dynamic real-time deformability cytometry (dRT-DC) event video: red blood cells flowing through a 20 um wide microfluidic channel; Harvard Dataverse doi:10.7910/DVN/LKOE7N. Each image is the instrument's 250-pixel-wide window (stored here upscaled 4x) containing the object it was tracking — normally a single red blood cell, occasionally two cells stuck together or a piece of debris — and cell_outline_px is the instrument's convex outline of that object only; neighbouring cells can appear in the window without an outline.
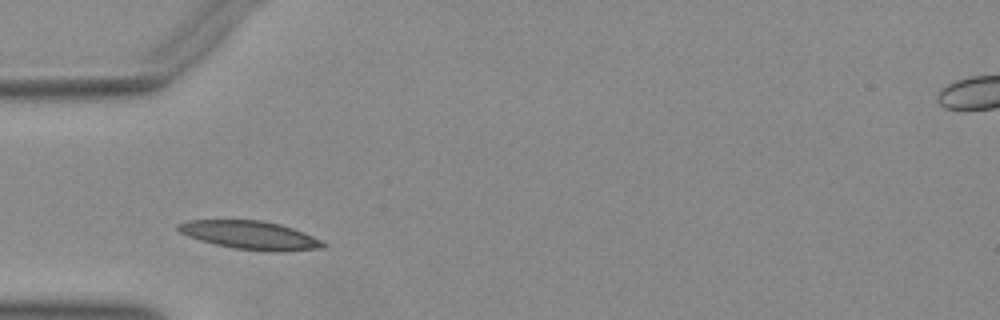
{"species": "Egyptian fruit bat (a non-hibernating species)", "species_latin": "Rousettus aegyptiacus", "temperature_condition": "warm", "stored_images_in_passage": 27, "camera_frame_rate_fps": 3000, "um_per_image_px": 0.085, "animal": {"sex": "female"}, "frame": {"image": 1, "passage_image": 1, "time_ms": 0.0, "image_size_px": [1000, 320], "cell_outline_px": [[328, 244], [324, 248], [284, 252], [268, 252], [232, 248], [200, 240], [188, 236], [180, 232], [176, 228], [176, 224], [188, 220], [260, 220], [280, 224], [304, 232], [324, 240]], "centroid_in_image_um": [21.33, 20.0], "position_along_channel_um": 63.7, "area_um2": 24.33}}
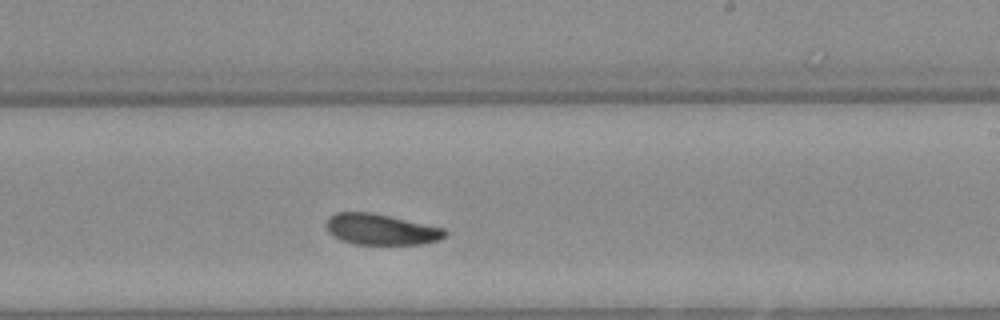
{"frame": {"image": 2, "passage_image": 16, "time_ms": 5.0, "image_size_px": [1000, 320], "cell_outline_px": [[448, 236], [440, 240], [420, 244], [352, 244], [340, 240], [332, 236], [328, 232], [324, 224], [336, 212], [368, 212], [388, 216], [444, 228], [448, 232]], "centroid_in_image_um": [32.38, 19.51], "position_along_channel_um": 256.6, "area_um2": 21.39}}
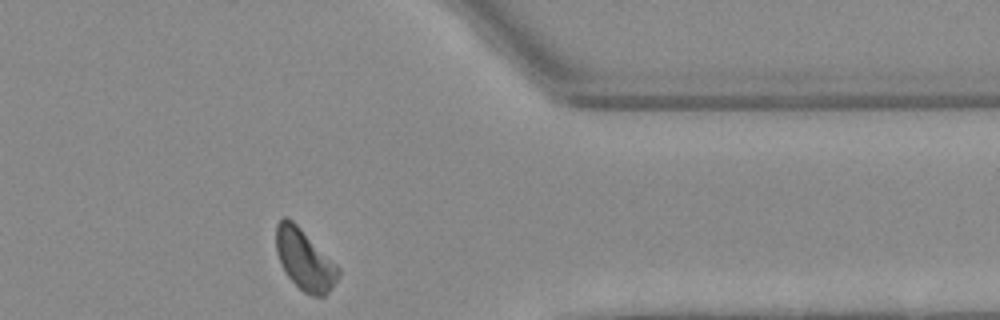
{"frame": {"image": 3, "passage_image": 27, "time_ms": 8.667, "image_size_px": [1000, 320], "cell_outline_px": [[340, 276], [332, 288], [324, 296], [312, 296], [304, 292], [288, 276], [280, 264], [276, 252], [276, 224], [284, 216], [288, 216], [340, 268]], "centroid_in_image_um": [25.89, 22.08], "position_along_channel_um": 385.5, "area_um2": 21.85}}